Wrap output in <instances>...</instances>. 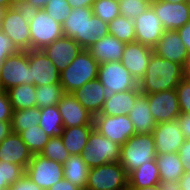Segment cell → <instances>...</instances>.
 Returning a JSON list of instances; mask_svg holds the SVG:
<instances>
[{
	"mask_svg": "<svg viewBox=\"0 0 190 190\" xmlns=\"http://www.w3.org/2000/svg\"><path fill=\"white\" fill-rule=\"evenodd\" d=\"M160 180H180V177L185 173L184 165L178 153L157 154L155 158Z\"/></svg>",
	"mask_w": 190,
	"mask_h": 190,
	"instance_id": "obj_30",
	"label": "cell"
},
{
	"mask_svg": "<svg viewBox=\"0 0 190 190\" xmlns=\"http://www.w3.org/2000/svg\"><path fill=\"white\" fill-rule=\"evenodd\" d=\"M153 52L158 56L181 64L185 67L190 54L175 30L164 31L162 37L153 47Z\"/></svg>",
	"mask_w": 190,
	"mask_h": 190,
	"instance_id": "obj_21",
	"label": "cell"
},
{
	"mask_svg": "<svg viewBox=\"0 0 190 190\" xmlns=\"http://www.w3.org/2000/svg\"><path fill=\"white\" fill-rule=\"evenodd\" d=\"M11 121H0V143L11 133Z\"/></svg>",
	"mask_w": 190,
	"mask_h": 190,
	"instance_id": "obj_52",
	"label": "cell"
},
{
	"mask_svg": "<svg viewBox=\"0 0 190 190\" xmlns=\"http://www.w3.org/2000/svg\"><path fill=\"white\" fill-rule=\"evenodd\" d=\"M135 41L153 48L165 31L160 19L150 6L134 19Z\"/></svg>",
	"mask_w": 190,
	"mask_h": 190,
	"instance_id": "obj_16",
	"label": "cell"
},
{
	"mask_svg": "<svg viewBox=\"0 0 190 190\" xmlns=\"http://www.w3.org/2000/svg\"><path fill=\"white\" fill-rule=\"evenodd\" d=\"M12 0H0V7H3L5 9L13 7Z\"/></svg>",
	"mask_w": 190,
	"mask_h": 190,
	"instance_id": "obj_56",
	"label": "cell"
},
{
	"mask_svg": "<svg viewBox=\"0 0 190 190\" xmlns=\"http://www.w3.org/2000/svg\"><path fill=\"white\" fill-rule=\"evenodd\" d=\"M63 127L94 125V116L71 94L65 93L57 104Z\"/></svg>",
	"mask_w": 190,
	"mask_h": 190,
	"instance_id": "obj_19",
	"label": "cell"
},
{
	"mask_svg": "<svg viewBox=\"0 0 190 190\" xmlns=\"http://www.w3.org/2000/svg\"><path fill=\"white\" fill-rule=\"evenodd\" d=\"M62 165L64 178L81 190H85L90 168L82 160L81 155H70Z\"/></svg>",
	"mask_w": 190,
	"mask_h": 190,
	"instance_id": "obj_28",
	"label": "cell"
},
{
	"mask_svg": "<svg viewBox=\"0 0 190 190\" xmlns=\"http://www.w3.org/2000/svg\"><path fill=\"white\" fill-rule=\"evenodd\" d=\"M152 135L156 154L178 153L186 139L177 120L157 124Z\"/></svg>",
	"mask_w": 190,
	"mask_h": 190,
	"instance_id": "obj_17",
	"label": "cell"
},
{
	"mask_svg": "<svg viewBox=\"0 0 190 190\" xmlns=\"http://www.w3.org/2000/svg\"><path fill=\"white\" fill-rule=\"evenodd\" d=\"M19 135L33 155L40 154L51 138L39 125H34V127L22 131Z\"/></svg>",
	"mask_w": 190,
	"mask_h": 190,
	"instance_id": "obj_36",
	"label": "cell"
},
{
	"mask_svg": "<svg viewBox=\"0 0 190 190\" xmlns=\"http://www.w3.org/2000/svg\"><path fill=\"white\" fill-rule=\"evenodd\" d=\"M128 174L119 162H109L88 173L85 190H127Z\"/></svg>",
	"mask_w": 190,
	"mask_h": 190,
	"instance_id": "obj_8",
	"label": "cell"
},
{
	"mask_svg": "<svg viewBox=\"0 0 190 190\" xmlns=\"http://www.w3.org/2000/svg\"><path fill=\"white\" fill-rule=\"evenodd\" d=\"M120 156L121 146L104 137L95 128L91 131L88 144L81 154L82 160L90 169L109 162H120Z\"/></svg>",
	"mask_w": 190,
	"mask_h": 190,
	"instance_id": "obj_6",
	"label": "cell"
},
{
	"mask_svg": "<svg viewBox=\"0 0 190 190\" xmlns=\"http://www.w3.org/2000/svg\"><path fill=\"white\" fill-rule=\"evenodd\" d=\"M93 15L109 24L120 15L118 0H95L93 3Z\"/></svg>",
	"mask_w": 190,
	"mask_h": 190,
	"instance_id": "obj_37",
	"label": "cell"
},
{
	"mask_svg": "<svg viewBox=\"0 0 190 190\" xmlns=\"http://www.w3.org/2000/svg\"><path fill=\"white\" fill-rule=\"evenodd\" d=\"M0 30L12 39L19 51L31 50L29 11L25 7L7 8L2 18Z\"/></svg>",
	"mask_w": 190,
	"mask_h": 190,
	"instance_id": "obj_5",
	"label": "cell"
},
{
	"mask_svg": "<svg viewBox=\"0 0 190 190\" xmlns=\"http://www.w3.org/2000/svg\"><path fill=\"white\" fill-rule=\"evenodd\" d=\"M152 53L153 48L139 42L126 43L121 63L137 82L145 76Z\"/></svg>",
	"mask_w": 190,
	"mask_h": 190,
	"instance_id": "obj_18",
	"label": "cell"
},
{
	"mask_svg": "<svg viewBox=\"0 0 190 190\" xmlns=\"http://www.w3.org/2000/svg\"><path fill=\"white\" fill-rule=\"evenodd\" d=\"M36 107L42 109L57 105L65 95L60 83L36 86Z\"/></svg>",
	"mask_w": 190,
	"mask_h": 190,
	"instance_id": "obj_34",
	"label": "cell"
},
{
	"mask_svg": "<svg viewBox=\"0 0 190 190\" xmlns=\"http://www.w3.org/2000/svg\"><path fill=\"white\" fill-rule=\"evenodd\" d=\"M104 86L97 79L86 82L81 88L74 90L71 94L89 111L94 117L101 112L106 100Z\"/></svg>",
	"mask_w": 190,
	"mask_h": 190,
	"instance_id": "obj_23",
	"label": "cell"
},
{
	"mask_svg": "<svg viewBox=\"0 0 190 190\" xmlns=\"http://www.w3.org/2000/svg\"><path fill=\"white\" fill-rule=\"evenodd\" d=\"M177 32L190 54V21L187 24H185L183 27L178 29Z\"/></svg>",
	"mask_w": 190,
	"mask_h": 190,
	"instance_id": "obj_48",
	"label": "cell"
},
{
	"mask_svg": "<svg viewBox=\"0 0 190 190\" xmlns=\"http://www.w3.org/2000/svg\"><path fill=\"white\" fill-rule=\"evenodd\" d=\"M48 190H81L79 187L73 185L70 181L65 178L54 184Z\"/></svg>",
	"mask_w": 190,
	"mask_h": 190,
	"instance_id": "obj_50",
	"label": "cell"
},
{
	"mask_svg": "<svg viewBox=\"0 0 190 190\" xmlns=\"http://www.w3.org/2000/svg\"><path fill=\"white\" fill-rule=\"evenodd\" d=\"M69 5L74 8H80V7H93V3L95 0H67Z\"/></svg>",
	"mask_w": 190,
	"mask_h": 190,
	"instance_id": "obj_53",
	"label": "cell"
},
{
	"mask_svg": "<svg viewBox=\"0 0 190 190\" xmlns=\"http://www.w3.org/2000/svg\"><path fill=\"white\" fill-rule=\"evenodd\" d=\"M126 43L118 40L110 33L98 39L88 50L99 63L121 61Z\"/></svg>",
	"mask_w": 190,
	"mask_h": 190,
	"instance_id": "obj_24",
	"label": "cell"
},
{
	"mask_svg": "<svg viewBox=\"0 0 190 190\" xmlns=\"http://www.w3.org/2000/svg\"><path fill=\"white\" fill-rule=\"evenodd\" d=\"M127 190H159L157 185L144 188H128Z\"/></svg>",
	"mask_w": 190,
	"mask_h": 190,
	"instance_id": "obj_58",
	"label": "cell"
},
{
	"mask_svg": "<svg viewBox=\"0 0 190 190\" xmlns=\"http://www.w3.org/2000/svg\"><path fill=\"white\" fill-rule=\"evenodd\" d=\"M50 0H28L24 6L28 11L44 9L45 5Z\"/></svg>",
	"mask_w": 190,
	"mask_h": 190,
	"instance_id": "obj_51",
	"label": "cell"
},
{
	"mask_svg": "<svg viewBox=\"0 0 190 190\" xmlns=\"http://www.w3.org/2000/svg\"><path fill=\"white\" fill-rule=\"evenodd\" d=\"M82 49L73 38L63 36L48 44L42 51L61 72L77 57Z\"/></svg>",
	"mask_w": 190,
	"mask_h": 190,
	"instance_id": "obj_20",
	"label": "cell"
},
{
	"mask_svg": "<svg viewBox=\"0 0 190 190\" xmlns=\"http://www.w3.org/2000/svg\"><path fill=\"white\" fill-rule=\"evenodd\" d=\"M25 174L43 190H48L64 178L62 163L50 160L41 154L32 156Z\"/></svg>",
	"mask_w": 190,
	"mask_h": 190,
	"instance_id": "obj_10",
	"label": "cell"
},
{
	"mask_svg": "<svg viewBox=\"0 0 190 190\" xmlns=\"http://www.w3.org/2000/svg\"><path fill=\"white\" fill-rule=\"evenodd\" d=\"M30 83L28 51H19L8 56L0 70V89L7 91L12 87Z\"/></svg>",
	"mask_w": 190,
	"mask_h": 190,
	"instance_id": "obj_11",
	"label": "cell"
},
{
	"mask_svg": "<svg viewBox=\"0 0 190 190\" xmlns=\"http://www.w3.org/2000/svg\"><path fill=\"white\" fill-rule=\"evenodd\" d=\"M160 182L159 170L155 159L143 163L128 175V188H144L157 185Z\"/></svg>",
	"mask_w": 190,
	"mask_h": 190,
	"instance_id": "obj_29",
	"label": "cell"
},
{
	"mask_svg": "<svg viewBox=\"0 0 190 190\" xmlns=\"http://www.w3.org/2000/svg\"><path fill=\"white\" fill-rule=\"evenodd\" d=\"M45 12L61 25L72 11L67 0H50L44 7Z\"/></svg>",
	"mask_w": 190,
	"mask_h": 190,
	"instance_id": "obj_41",
	"label": "cell"
},
{
	"mask_svg": "<svg viewBox=\"0 0 190 190\" xmlns=\"http://www.w3.org/2000/svg\"><path fill=\"white\" fill-rule=\"evenodd\" d=\"M19 50L13 43L12 39L8 37L2 30H0V70L3 67L5 59L18 53Z\"/></svg>",
	"mask_w": 190,
	"mask_h": 190,
	"instance_id": "obj_43",
	"label": "cell"
},
{
	"mask_svg": "<svg viewBox=\"0 0 190 190\" xmlns=\"http://www.w3.org/2000/svg\"><path fill=\"white\" fill-rule=\"evenodd\" d=\"M25 175V168L10 162L0 161V190L8 189L10 185Z\"/></svg>",
	"mask_w": 190,
	"mask_h": 190,
	"instance_id": "obj_38",
	"label": "cell"
},
{
	"mask_svg": "<svg viewBox=\"0 0 190 190\" xmlns=\"http://www.w3.org/2000/svg\"><path fill=\"white\" fill-rule=\"evenodd\" d=\"M162 1H166V2H171V3H182V2H187V0H162Z\"/></svg>",
	"mask_w": 190,
	"mask_h": 190,
	"instance_id": "obj_60",
	"label": "cell"
},
{
	"mask_svg": "<svg viewBox=\"0 0 190 190\" xmlns=\"http://www.w3.org/2000/svg\"><path fill=\"white\" fill-rule=\"evenodd\" d=\"M94 125L73 126L64 128L61 135L62 142L66 150L71 155H81Z\"/></svg>",
	"mask_w": 190,
	"mask_h": 190,
	"instance_id": "obj_27",
	"label": "cell"
},
{
	"mask_svg": "<svg viewBox=\"0 0 190 190\" xmlns=\"http://www.w3.org/2000/svg\"><path fill=\"white\" fill-rule=\"evenodd\" d=\"M93 123L99 133L120 146L135 134L134 126L128 115L106 116L99 113L94 117Z\"/></svg>",
	"mask_w": 190,
	"mask_h": 190,
	"instance_id": "obj_12",
	"label": "cell"
},
{
	"mask_svg": "<svg viewBox=\"0 0 190 190\" xmlns=\"http://www.w3.org/2000/svg\"><path fill=\"white\" fill-rule=\"evenodd\" d=\"M178 156L184 165V172H190V139H185L180 150L178 151Z\"/></svg>",
	"mask_w": 190,
	"mask_h": 190,
	"instance_id": "obj_46",
	"label": "cell"
},
{
	"mask_svg": "<svg viewBox=\"0 0 190 190\" xmlns=\"http://www.w3.org/2000/svg\"><path fill=\"white\" fill-rule=\"evenodd\" d=\"M144 95L157 124L174 121L181 114L175 89Z\"/></svg>",
	"mask_w": 190,
	"mask_h": 190,
	"instance_id": "obj_14",
	"label": "cell"
},
{
	"mask_svg": "<svg viewBox=\"0 0 190 190\" xmlns=\"http://www.w3.org/2000/svg\"><path fill=\"white\" fill-rule=\"evenodd\" d=\"M179 181L182 190H190V172H185Z\"/></svg>",
	"mask_w": 190,
	"mask_h": 190,
	"instance_id": "obj_54",
	"label": "cell"
},
{
	"mask_svg": "<svg viewBox=\"0 0 190 190\" xmlns=\"http://www.w3.org/2000/svg\"><path fill=\"white\" fill-rule=\"evenodd\" d=\"M159 190H182L180 181H174V180H160V182L157 184Z\"/></svg>",
	"mask_w": 190,
	"mask_h": 190,
	"instance_id": "obj_49",
	"label": "cell"
},
{
	"mask_svg": "<svg viewBox=\"0 0 190 190\" xmlns=\"http://www.w3.org/2000/svg\"><path fill=\"white\" fill-rule=\"evenodd\" d=\"M155 142L152 133H135L121 146L120 164L129 175L143 163L156 158Z\"/></svg>",
	"mask_w": 190,
	"mask_h": 190,
	"instance_id": "obj_4",
	"label": "cell"
},
{
	"mask_svg": "<svg viewBox=\"0 0 190 190\" xmlns=\"http://www.w3.org/2000/svg\"><path fill=\"white\" fill-rule=\"evenodd\" d=\"M99 63L88 49H82L76 58L60 72V84L65 93H72L86 82L97 79Z\"/></svg>",
	"mask_w": 190,
	"mask_h": 190,
	"instance_id": "obj_3",
	"label": "cell"
},
{
	"mask_svg": "<svg viewBox=\"0 0 190 190\" xmlns=\"http://www.w3.org/2000/svg\"><path fill=\"white\" fill-rule=\"evenodd\" d=\"M175 90L181 113L190 114V81L184 77Z\"/></svg>",
	"mask_w": 190,
	"mask_h": 190,
	"instance_id": "obj_42",
	"label": "cell"
},
{
	"mask_svg": "<svg viewBox=\"0 0 190 190\" xmlns=\"http://www.w3.org/2000/svg\"><path fill=\"white\" fill-rule=\"evenodd\" d=\"M176 120L180 126L182 134L186 139H190V114L181 113Z\"/></svg>",
	"mask_w": 190,
	"mask_h": 190,
	"instance_id": "obj_47",
	"label": "cell"
},
{
	"mask_svg": "<svg viewBox=\"0 0 190 190\" xmlns=\"http://www.w3.org/2000/svg\"><path fill=\"white\" fill-rule=\"evenodd\" d=\"M97 78L105 88L103 93L106 99L118 92L139 89L138 82L122 65L121 61L99 64Z\"/></svg>",
	"mask_w": 190,
	"mask_h": 190,
	"instance_id": "obj_9",
	"label": "cell"
},
{
	"mask_svg": "<svg viewBox=\"0 0 190 190\" xmlns=\"http://www.w3.org/2000/svg\"><path fill=\"white\" fill-rule=\"evenodd\" d=\"M151 7L160 19L165 31H177L190 21V3H171L152 0Z\"/></svg>",
	"mask_w": 190,
	"mask_h": 190,
	"instance_id": "obj_13",
	"label": "cell"
},
{
	"mask_svg": "<svg viewBox=\"0 0 190 190\" xmlns=\"http://www.w3.org/2000/svg\"><path fill=\"white\" fill-rule=\"evenodd\" d=\"M29 29L33 50H42L64 36L62 25L50 17L44 9L29 11Z\"/></svg>",
	"mask_w": 190,
	"mask_h": 190,
	"instance_id": "obj_7",
	"label": "cell"
},
{
	"mask_svg": "<svg viewBox=\"0 0 190 190\" xmlns=\"http://www.w3.org/2000/svg\"><path fill=\"white\" fill-rule=\"evenodd\" d=\"M141 94L139 89H131L115 93L109 99H106L100 114L106 116L129 115L134 100Z\"/></svg>",
	"mask_w": 190,
	"mask_h": 190,
	"instance_id": "obj_26",
	"label": "cell"
},
{
	"mask_svg": "<svg viewBox=\"0 0 190 190\" xmlns=\"http://www.w3.org/2000/svg\"><path fill=\"white\" fill-rule=\"evenodd\" d=\"M42 156L64 163L71 155L65 148L61 137H51L40 153Z\"/></svg>",
	"mask_w": 190,
	"mask_h": 190,
	"instance_id": "obj_39",
	"label": "cell"
},
{
	"mask_svg": "<svg viewBox=\"0 0 190 190\" xmlns=\"http://www.w3.org/2000/svg\"><path fill=\"white\" fill-rule=\"evenodd\" d=\"M120 15L134 20L141 13L145 12L150 6L149 0H118Z\"/></svg>",
	"mask_w": 190,
	"mask_h": 190,
	"instance_id": "obj_40",
	"label": "cell"
},
{
	"mask_svg": "<svg viewBox=\"0 0 190 190\" xmlns=\"http://www.w3.org/2000/svg\"><path fill=\"white\" fill-rule=\"evenodd\" d=\"M12 111L7 91L0 89V121H11Z\"/></svg>",
	"mask_w": 190,
	"mask_h": 190,
	"instance_id": "obj_44",
	"label": "cell"
},
{
	"mask_svg": "<svg viewBox=\"0 0 190 190\" xmlns=\"http://www.w3.org/2000/svg\"><path fill=\"white\" fill-rule=\"evenodd\" d=\"M36 86L21 84L7 90L13 110H22L36 107Z\"/></svg>",
	"mask_w": 190,
	"mask_h": 190,
	"instance_id": "obj_31",
	"label": "cell"
},
{
	"mask_svg": "<svg viewBox=\"0 0 190 190\" xmlns=\"http://www.w3.org/2000/svg\"><path fill=\"white\" fill-rule=\"evenodd\" d=\"M33 154L21 139V136L12 132L0 143V161L18 164L26 169Z\"/></svg>",
	"mask_w": 190,
	"mask_h": 190,
	"instance_id": "obj_22",
	"label": "cell"
},
{
	"mask_svg": "<svg viewBox=\"0 0 190 190\" xmlns=\"http://www.w3.org/2000/svg\"><path fill=\"white\" fill-rule=\"evenodd\" d=\"M64 37L73 38L83 49L109 34L108 24L93 15L92 8L72 9L62 24Z\"/></svg>",
	"mask_w": 190,
	"mask_h": 190,
	"instance_id": "obj_1",
	"label": "cell"
},
{
	"mask_svg": "<svg viewBox=\"0 0 190 190\" xmlns=\"http://www.w3.org/2000/svg\"><path fill=\"white\" fill-rule=\"evenodd\" d=\"M5 8L3 7H0V27H1V22H2V18H3V15L5 13Z\"/></svg>",
	"mask_w": 190,
	"mask_h": 190,
	"instance_id": "obj_59",
	"label": "cell"
},
{
	"mask_svg": "<svg viewBox=\"0 0 190 190\" xmlns=\"http://www.w3.org/2000/svg\"><path fill=\"white\" fill-rule=\"evenodd\" d=\"M14 6L24 7L28 0H12Z\"/></svg>",
	"mask_w": 190,
	"mask_h": 190,
	"instance_id": "obj_57",
	"label": "cell"
},
{
	"mask_svg": "<svg viewBox=\"0 0 190 190\" xmlns=\"http://www.w3.org/2000/svg\"><path fill=\"white\" fill-rule=\"evenodd\" d=\"M30 83L35 86L60 83V71L42 50L28 51Z\"/></svg>",
	"mask_w": 190,
	"mask_h": 190,
	"instance_id": "obj_15",
	"label": "cell"
},
{
	"mask_svg": "<svg viewBox=\"0 0 190 190\" xmlns=\"http://www.w3.org/2000/svg\"><path fill=\"white\" fill-rule=\"evenodd\" d=\"M38 125L50 137H61L64 127L57 105L40 109Z\"/></svg>",
	"mask_w": 190,
	"mask_h": 190,
	"instance_id": "obj_32",
	"label": "cell"
},
{
	"mask_svg": "<svg viewBox=\"0 0 190 190\" xmlns=\"http://www.w3.org/2000/svg\"><path fill=\"white\" fill-rule=\"evenodd\" d=\"M129 118L134 126L135 133L149 134L157 126L155 119L152 117L147 98L140 94L133 103L129 113Z\"/></svg>",
	"mask_w": 190,
	"mask_h": 190,
	"instance_id": "obj_25",
	"label": "cell"
},
{
	"mask_svg": "<svg viewBox=\"0 0 190 190\" xmlns=\"http://www.w3.org/2000/svg\"><path fill=\"white\" fill-rule=\"evenodd\" d=\"M8 190H43L38 187L26 174L8 187Z\"/></svg>",
	"mask_w": 190,
	"mask_h": 190,
	"instance_id": "obj_45",
	"label": "cell"
},
{
	"mask_svg": "<svg viewBox=\"0 0 190 190\" xmlns=\"http://www.w3.org/2000/svg\"><path fill=\"white\" fill-rule=\"evenodd\" d=\"M184 77L190 81V57L188 58V61L184 67Z\"/></svg>",
	"mask_w": 190,
	"mask_h": 190,
	"instance_id": "obj_55",
	"label": "cell"
},
{
	"mask_svg": "<svg viewBox=\"0 0 190 190\" xmlns=\"http://www.w3.org/2000/svg\"><path fill=\"white\" fill-rule=\"evenodd\" d=\"M40 120V108L33 107L22 110H13L11 119L12 132L20 134L22 131L38 125Z\"/></svg>",
	"mask_w": 190,
	"mask_h": 190,
	"instance_id": "obj_33",
	"label": "cell"
},
{
	"mask_svg": "<svg viewBox=\"0 0 190 190\" xmlns=\"http://www.w3.org/2000/svg\"><path fill=\"white\" fill-rule=\"evenodd\" d=\"M109 33L124 43L135 42L134 20L123 15L117 16L109 24Z\"/></svg>",
	"mask_w": 190,
	"mask_h": 190,
	"instance_id": "obj_35",
	"label": "cell"
},
{
	"mask_svg": "<svg viewBox=\"0 0 190 190\" xmlns=\"http://www.w3.org/2000/svg\"><path fill=\"white\" fill-rule=\"evenodd\" d=\"M184 78V67L164 59L154 52L150 57L145 76L138 82L141 94H153L176 89Z\"/></svg>",
	"mask_w": 190,
	"mask_h": 190,
	"instance_id": "obj_2",
	"label": "cell"
}]
</instances>
